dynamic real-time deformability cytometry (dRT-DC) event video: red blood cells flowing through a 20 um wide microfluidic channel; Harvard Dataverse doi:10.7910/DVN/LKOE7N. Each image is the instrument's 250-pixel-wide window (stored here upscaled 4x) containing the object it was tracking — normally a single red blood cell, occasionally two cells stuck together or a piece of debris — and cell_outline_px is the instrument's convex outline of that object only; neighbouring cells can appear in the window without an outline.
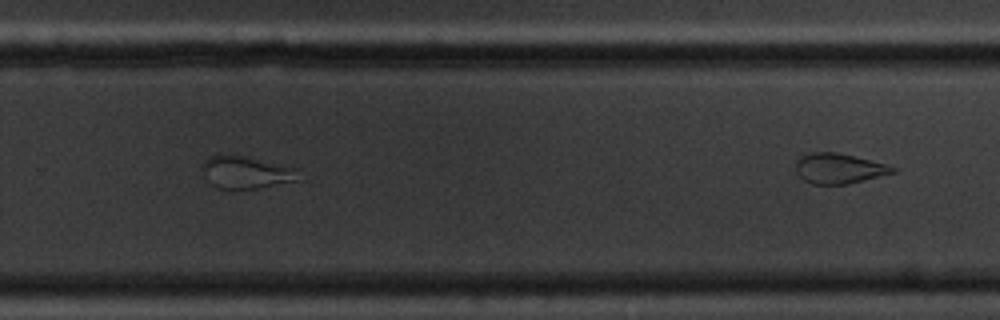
{"species": "common noctule bat (a hibernating species)", "species_latin": "Nyctalus noctula", "temperature_condition": "cold", "stored_images_in_passage": 7, "camera_frame_rate_fps": 3000, "um_per_image_px": 0.085, "animal": {"sex": "male", "body_mass_g": 20.1, "forearm_length_mm": 53.5}, "frame": {"image": 1, "passage_image": 7, "time_ms": 7.0, "image_size_px": [1000, 320], "cell_outline_px": [[900, 168], [896, 172], [848, 184], [812, 184], [804, 180], [796, 172], [796, 160], [800, 156], [812, 152], [836, 152]], "centroid_in_image_um": [71.29, 14.32], "position_along_channel_um": 258.5, "area_um2": 16.94}}